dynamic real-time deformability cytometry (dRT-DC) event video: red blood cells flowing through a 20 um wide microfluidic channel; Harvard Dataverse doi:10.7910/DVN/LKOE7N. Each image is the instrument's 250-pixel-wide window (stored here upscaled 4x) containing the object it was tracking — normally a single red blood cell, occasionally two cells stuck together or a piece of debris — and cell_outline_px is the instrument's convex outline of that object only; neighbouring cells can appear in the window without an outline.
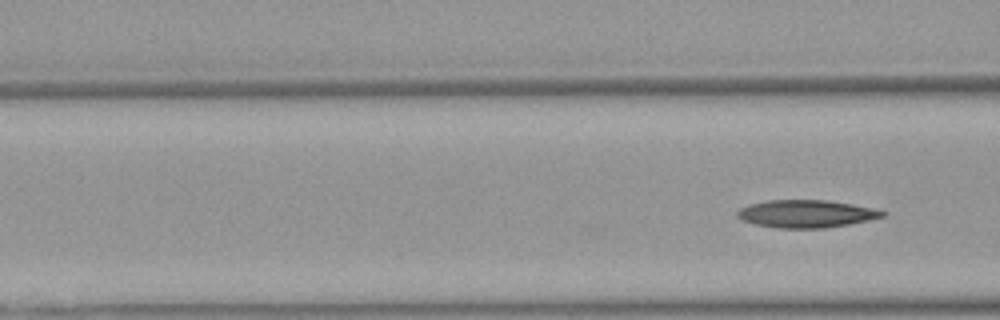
{"species": "Egyptian fruit bat (a non-hibernating species)", "species_latin": "Rousettus aegyptiacus", "temperature_condition": "warm", "stored_images_in_passage": 3, "camera_frame_rate_fps": 3000, "um_per_image_px": 0.085, "animal": {"sex": "female"}, "frame": {"image": 1, "passage_image": 3, "time_ms": 0.667, "image_size_px": [1000, 320], "cell_outline_px": [[884, 216], [868, 220], [848, 224], [824, 228], [776, 228], [752, 224], [740, 220], [736, 216], [736, 212], [740, 208], [748, 204], [768, 200], [828, 200], [852, 204], [872, 208], [884, 212]], "centroid_in_image_um": [68.43, 18.17], "position_along_channel_um": 98.2, "area_um2": 23.41}}